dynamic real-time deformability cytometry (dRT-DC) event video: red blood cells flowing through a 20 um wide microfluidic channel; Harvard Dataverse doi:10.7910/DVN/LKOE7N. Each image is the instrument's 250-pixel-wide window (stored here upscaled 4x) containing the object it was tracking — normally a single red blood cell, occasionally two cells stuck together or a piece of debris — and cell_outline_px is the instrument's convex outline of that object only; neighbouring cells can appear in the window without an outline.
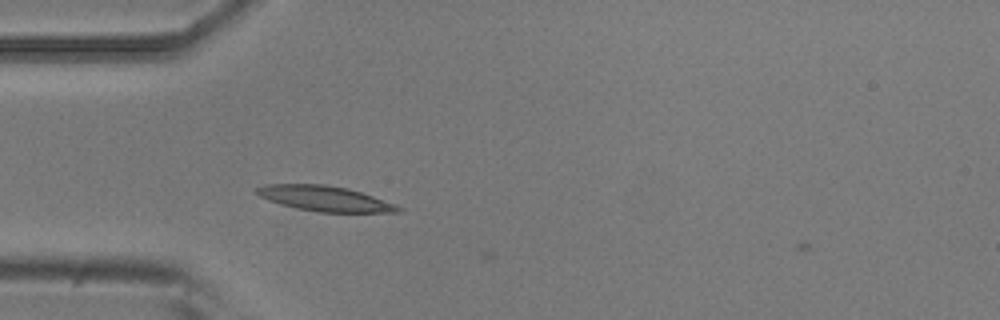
{"species": "common noctule bat (a hibernating species)", "species_latin": "Nyctalus noctula", "temperature_condition": "room temperature", "stored_images_in_passage": 1, "camera_frame_rate_fps": 3000, "um_per_image_px": 0.085, "animal": {"sex": "male", "body_mass_g": 20.5, "forearm_length_mm": 52.5}, "frame": {"image": 1, "passage_image": 1, "time_ms": 0.0, "image_size_px": [1000, 320], "cell_outline_px": [[404, 208], [400, 212], [320, 212], [296, 208], [280, 204], [268, 200], [260, 196], [256, 192], [256, 188], [264, 184], [324, 184], [348, 188], [396, 204]], "centroid_in_image_um": [27.61, 16.87], "position_along_channel_um": 57.4, "area_um2": 20.75}}